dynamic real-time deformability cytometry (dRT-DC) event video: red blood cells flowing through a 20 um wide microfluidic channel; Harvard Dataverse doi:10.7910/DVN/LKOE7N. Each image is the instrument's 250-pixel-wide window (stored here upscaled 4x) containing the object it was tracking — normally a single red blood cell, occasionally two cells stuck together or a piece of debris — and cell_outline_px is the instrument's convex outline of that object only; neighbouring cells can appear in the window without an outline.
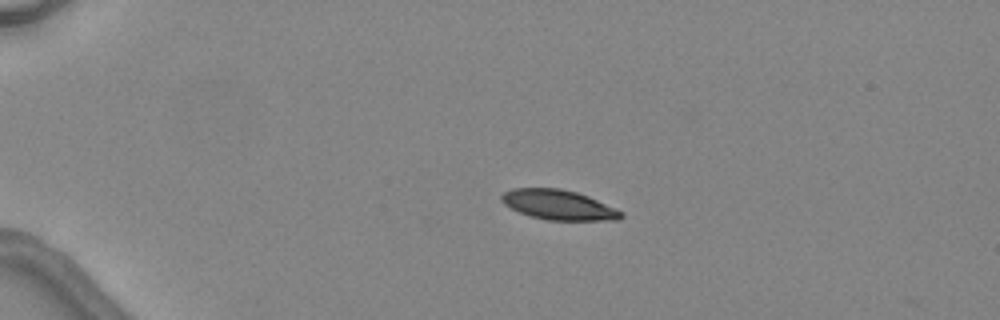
{"species": "common noctule bat (a hibernating species)", "species_latin": "Nyctalus noctula", "temperature_condition": "warm", "stored_images_in_passage": 4, "camera_frame_rate_fps": 3000, "um_per_image_px": 0.085, "animal": {"sex": "female", "body_mass_g": 24.6, "forearm_length_mm": 56.2}, "frame": {"image": 1, "passage_image": 2, "time_ms": 1.0, "image_size_px": [1000, 320], "cell_outline_px": [[624, 216], [620, 220], [548, 220], [528, 216], [504, 204], [500, 200], [500, 196], [504, 192], [512, 188], [560, 188], [576, 192], [588, 196], [616, 208], [624, 212]], "centroid_in_image_um": [47.49, 17.41], "position_along_channel_um": 37.5, "area_um2": 20.92}}
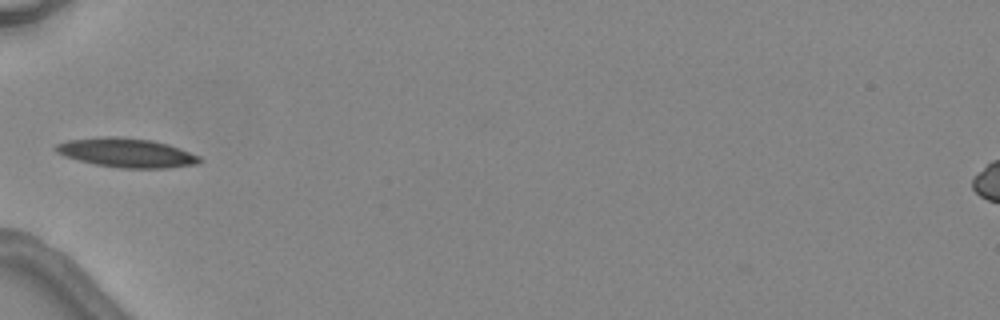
{"frame": {"image": 2, "passage_image": 4, "time_ms": 3.333, "image_size_px": [1000, 320], "cell_outline_px": [[204, 160], [196, 164], [168, 168], [120, 168], [96, 164], [64, 156], [56, 152], [52, 148], [56, 144], [68, 140], [100, 136], [116, 136], [152, 140], [168, 144], [180, 148], [200, 156]], "centroid_in_image_um": [10.76, 12.98], "position_along_channel_um": 74.2, "area_um2": 24.57}}